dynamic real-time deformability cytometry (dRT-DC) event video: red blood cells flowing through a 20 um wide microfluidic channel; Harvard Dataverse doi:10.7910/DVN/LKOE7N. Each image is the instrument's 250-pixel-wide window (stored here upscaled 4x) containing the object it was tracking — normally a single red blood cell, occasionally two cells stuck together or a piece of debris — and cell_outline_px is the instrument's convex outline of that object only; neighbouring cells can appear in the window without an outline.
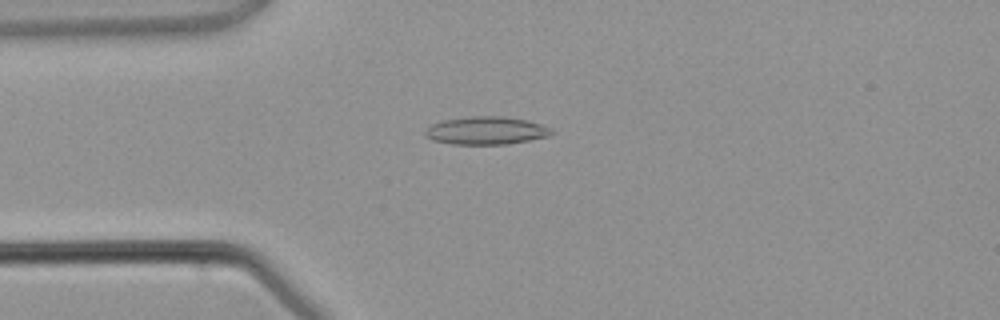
{"species": "common noctule bat (a hibernating species)", "species_latin": "Nyctalus noctula", "temperature_condition": "warm", "stored_images_in_passage": 3, "camera_frame_rate_fps": 3000, "um_per_image_px": 0.085, "animal": {"sex": "male", "body_mass_g": 21.5, "forearm_length_mm": 52.0}, "frame": {"image": 1, "passage_image": 3, "time_ms": 2.333, "image_size_px": [1000, 320], "cell_outline_px": [[552, 132], [548, 136], [508, 144], [452, 144], [432, 140], [424, 136], [424, 132], [432, 124], [440, 120], [468, 116], [504, 116], [528, 120], [552, 128]], "centroid_in_image_um": [41.29, 11.09], "position_along_channel_um": 43.7, "area_um2": 20.63}}